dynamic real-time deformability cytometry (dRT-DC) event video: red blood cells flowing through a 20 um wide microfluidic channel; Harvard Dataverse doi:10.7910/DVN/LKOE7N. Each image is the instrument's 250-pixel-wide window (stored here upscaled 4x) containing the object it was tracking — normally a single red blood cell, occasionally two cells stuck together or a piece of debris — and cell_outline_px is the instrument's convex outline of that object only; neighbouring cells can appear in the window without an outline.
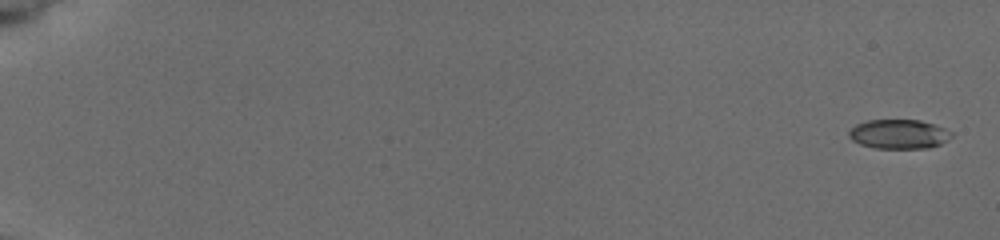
{"species": "common noctule bat (a hibernating species)", "species_latin": "Nyctalus noctula", "temperature_condition": "cold", "stored_images_in_passage": 7, "camera_frame_rate_fps": 3000, "um_per_image_px": 0.085, "animal": {"sex": "female", "body_mass_g": 19.5, "forearm_length_mm": 54.1}, "frame": {"image": 1, "passage_image": 1, "time_ms": 0.0, "image_size_px": [1000, 240], "cell_outline_px": [[952, 136], [948, 140], [940, 144], [928, 148], [876, 148], [860, 144], [852, 140], [848, 136], [848, 132], [856, 124], [868, 120], [920, 120], [944, 128], [952, 132]], "centroid_in_image_um": [76.39, 11.4], "position_along_channel_um": 8.6, "area_um2": 17.46}}
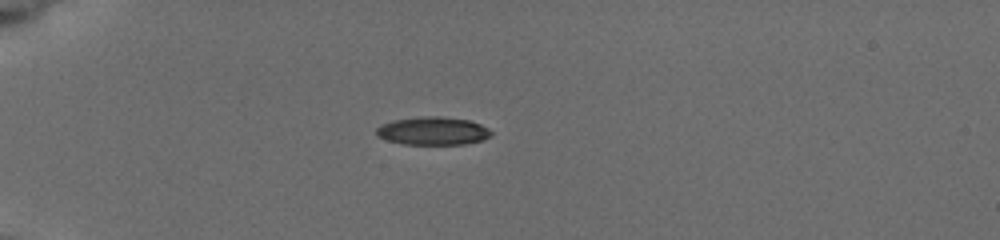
{"frame": {"image": 2, "passage_image": 5, "time_ms": 5.333, "image_size_px": [1000, 240], "cell_outline_px": [[492, 132], [484, 140], [464, 144], [404, 144], [388, 140], [376, 136], [376, 128], [380, 124], [392, 120], [420, 116], [440, 116], [468, 120], [480, 124], [488, 128]], "centroid_in_image_um": [36.76, 11.12], "position_along_channel_um": 48.2, "area_um2": 18.84}}
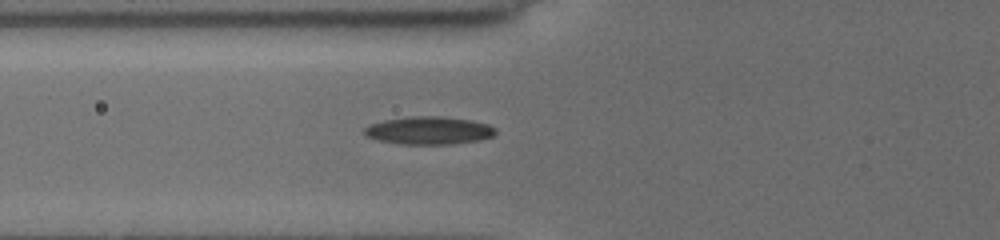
{"frame": {"image": 3, "passage_image": 7, "time_ms": 7.333, "image_size_px": [1000, 240], "cell_outline_px": [[496, 132], [492, 136], [476, 140], [448, 144], [400, 144], [380, 140], [368, 136], [364, 132], [364, 128], [372, 124], [384, 120], [416, 116], [440, 116], [472, 120], [488, 124], [496, 128]], "centroid_in_image_um": [36.48, 11.08], "position_along_channel_um": 89.3, "area_um2": 20.92}}